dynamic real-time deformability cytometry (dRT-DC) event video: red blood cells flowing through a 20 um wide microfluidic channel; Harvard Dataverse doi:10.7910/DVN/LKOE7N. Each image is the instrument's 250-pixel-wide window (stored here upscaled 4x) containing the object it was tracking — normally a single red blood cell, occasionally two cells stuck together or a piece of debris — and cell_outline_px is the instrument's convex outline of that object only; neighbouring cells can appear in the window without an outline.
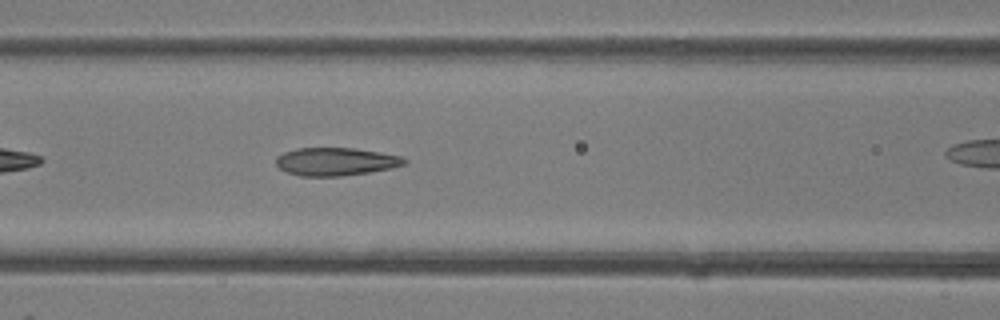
{"species": "common noctule bat (a hibernating species)", "species_latin": "Nyctalus noctula", "temperature_condition": "room temperature", "stored_images_in_passage": 23, "camera_frame_rate_fps": 3000, "um_per_image_px": 0.085, "animal": {"sex": "female"}, "frame": {"image": 1, "passage_image": 7, "time_ms": 2.0, "image_size_px": [1000, 320], "cell_outline_px": [[408, 164], [392, 168], [368, 172], [340, 176], [300, 176], [288, 172], [280, 168], [276, 164], [276, 156], [284, 152], [296, 148], [356, 148], [404, 156], [408, 160]], "centroid_in_image_um": [28.59, 13.73], "position_along_channel_um": 138.0, "area_um2": 21.1}}
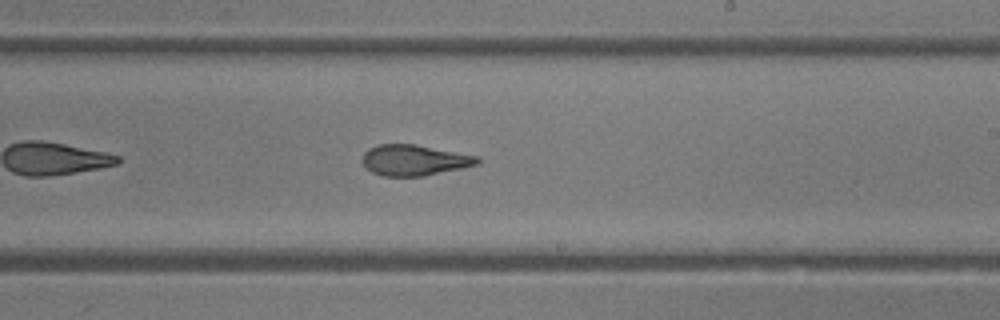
{"frame": {"image": 2, "passage_image": 14, "time_ms": 4.333, "image_size_px": [1000, 320], "cell_outline_px": [[480, 164], [464, 168], [424, 176], [384, 176], [372, 172], [364, 164], [364, 152], [368, 148], [380, 144], [416, 144], [480, 156]], "centroid_in_image_um": [35.29, 13.61], "position_along_channel_um": 253.7, "area_um2": 20.75}}
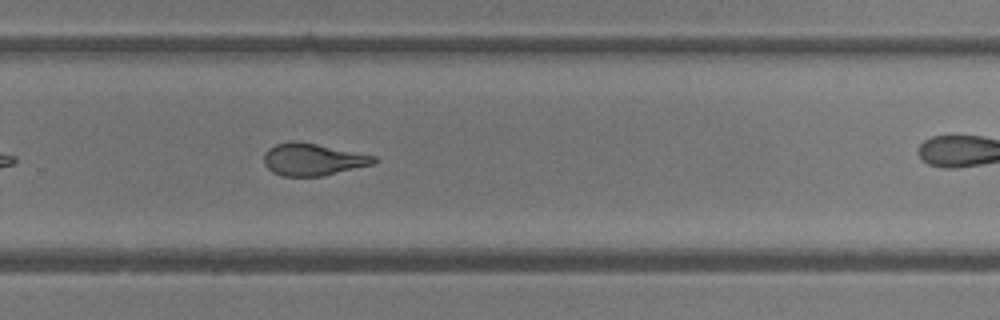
{"frame": {"image": 3, "passage_image": 17, "time_ms": 5.333, "image_size_px": [1000, 320], "cell_outline_px": [[376, 160], [372, 164], [324, 176], [284, 176], [272, 172], [264, 164], [264, 152], [268, 148], [276, 144], [292, 140], [296, 140], [376, 156]], "centroid_in_image_um": [26.54, 13.55], "position_along_channel_um": 303.3, "area_um2": 20.52}}